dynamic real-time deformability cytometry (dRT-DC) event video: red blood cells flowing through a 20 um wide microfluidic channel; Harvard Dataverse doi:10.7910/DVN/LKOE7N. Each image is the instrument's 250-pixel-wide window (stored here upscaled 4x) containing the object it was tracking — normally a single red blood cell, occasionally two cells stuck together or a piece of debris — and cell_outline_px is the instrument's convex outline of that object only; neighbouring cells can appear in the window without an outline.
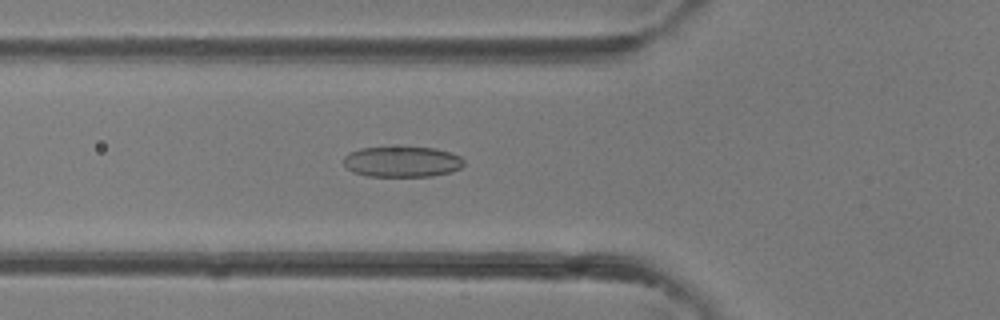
{"species": "common noctule bat (a hibernating species)", "species_latin": "Nyctalus noctula", "temperature_condition": "room temperature", "stored_images_in_passage": 41, "camera_frame_rate_fps": 3000, "um_per_image_px": 0.085, "animal": {"sex": "female"}, "frame": {"image": 1, "passage_image": 15, "time_ms": 4.667, "image_size_px": [1000, 320], "cell_outline_px": [[464, 164], [460, 168], [452, 172], [432, 176], [368, 176], [352, 172], [344, 164], [344, 156], [348, 152], [360, 148], [436, 148], [460, 156], [464, 160]], "centroid_in_image_um": [34.18, 13.76], "position_along_channel_um": 91.6, "area_um2": 21.33}}
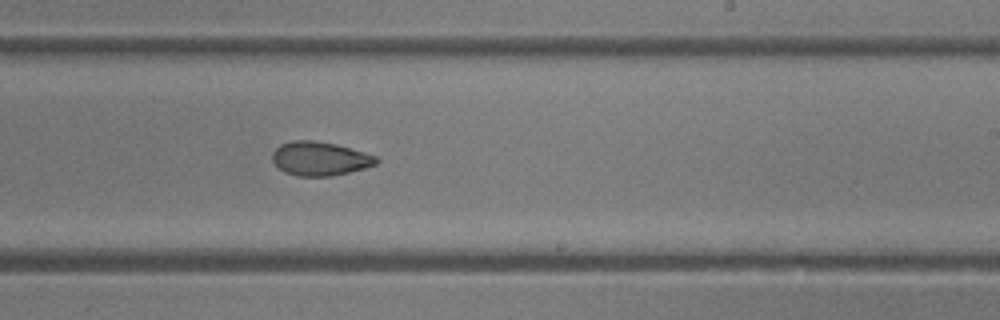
{"frame": {"image": 2, "passage_image": 25, "time_ms": 8.0, "image_size_px": [1000, 320], "cell_outline_px": [[380, 160], [376, 164], [364, 168], [332, 176], [296, 176], [284, 172], [272, 160], [272, 152], [280, 144], [292, 140], [312, 140], [336, 144], [376, 156]], "centroid_in_image_um": [27.17, 13.48], "position_along_channel_um": 261.8, "area_um2": 20.46}}
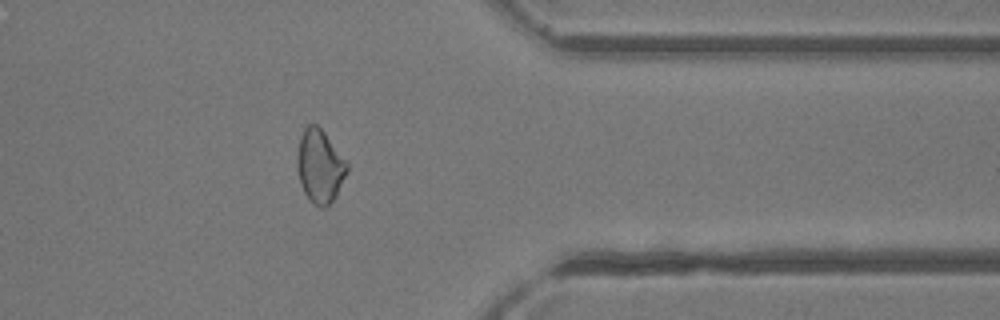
{"frame": {"image": 3, "passage_image": 33, "time_ms": 10.667, "image_size_px": [1000, 320], "cell_outline_px": [[348, 172], [336, 196], [324, 208], [320, 208], [312, 204], [308, 200], [300, 184], [296, 168], [296, 156], [300, 136], [304, 128], [308, 124], [316, 124], [324, 132], [348, 164]], "centroid_in_image_um": [27.15, 14.15], "position_along_channel_um": 384.2, "area_um2": 21.5}}